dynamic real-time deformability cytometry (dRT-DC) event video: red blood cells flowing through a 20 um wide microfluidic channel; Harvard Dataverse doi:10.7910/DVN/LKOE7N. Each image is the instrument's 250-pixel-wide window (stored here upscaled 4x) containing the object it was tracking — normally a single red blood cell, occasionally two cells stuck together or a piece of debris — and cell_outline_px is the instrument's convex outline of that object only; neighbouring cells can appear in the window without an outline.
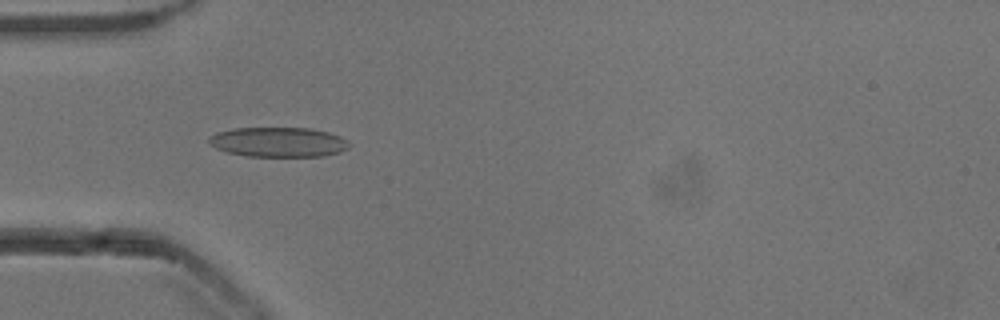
{"species": "common noctule bat (a hibernating species)", "species_latin": "Nyctalus noctula", "temperature_condition": "cold", "stored_images_in_passage": 52, "camera_frame_rate_fps": 3000, "um_per_image_px": 0.085, "animal": {"sex": "male", "body_mass_g": 13.3}, "frame": {"image": 1, "passage_image": 15, "time_ms": 4.667, "image_size_px": [1000, 320], "cell_outline_px": [[352, 144], [348, 148], [340, 152], [324, 156], [248, 156], [228, 152], [216, 148], [208, 144], [208, 140], [216, 132], [232, 128], [312, 128], [328, 132], [340, 136], [348, 140]], "centroid_in_image_um": [23.69, 12.07], "position_along_channel_um": 61.3, "area_um2": 24.45}}
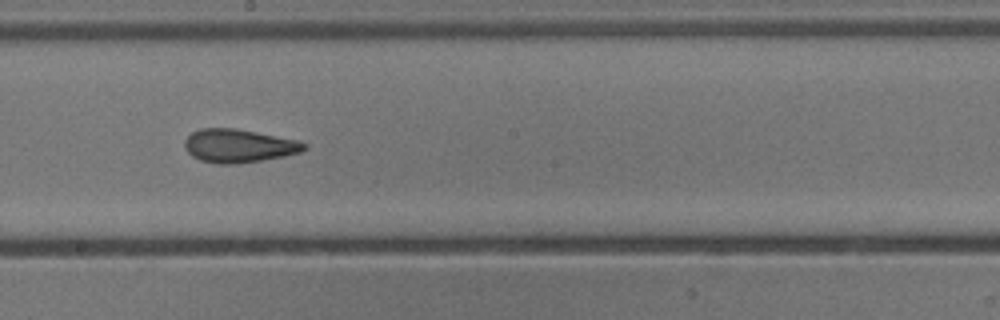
{"frame": {"image": 2, "passage_image": 28, "time_ms": 9.0, "image_size_px": [1000, 320], "cell_outline_px": [[308, 148], [300, 152], [284, 156], [260, 160], [232, 164], [216, 164], [200, 160], [192, 156], [184, 148], [184, 140], [192, 132], [200, 128], [236, 128], [296, 140], [308, 144]], "centroid_in_image_um": [20.26, 12.39], "position_along_channel_um": 227.9, "area_um2": 23.18}}
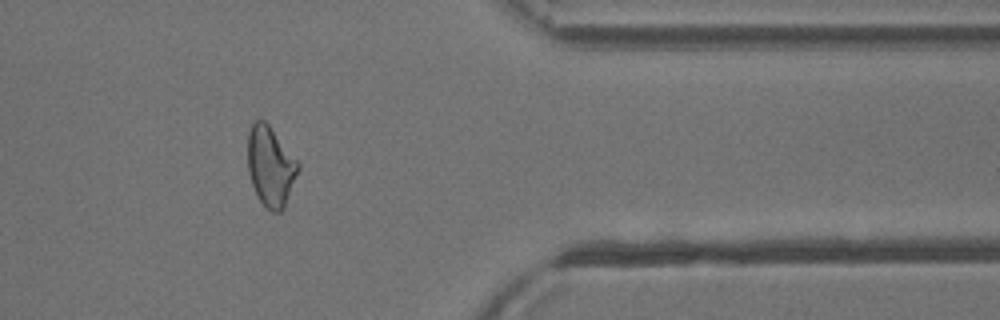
{"frame": {"image": 3, "passage_image": 42, "time_ms": 13.667, "image_size_px": [1000, 320], "cell_outline_px": [[300, 168], [284, 208], [280, 212], [272, 212], [260, 200], [252, 184], [248, 172], [248, 132], [252, 124], [256, 120], [264, 120], [268, 124], [300, 164]], "centroid_in_image_um": [23.0, 14.14], "position_along_channel_um": 388.4, "area_um2": 23.18}, "authors_computed_cell_mechanics": {"area_um2": 23.698, "velocity_mm_per_s": 3.8682, "shape_relaxation_time_tau1_ms": null, "shape_relaxation_time_tau2_ms": 2.6709, "deformation_change_tau1": null, "deformation_change_tau2": 0.1165}}